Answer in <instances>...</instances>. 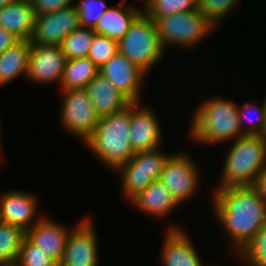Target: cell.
Segmentation results:
<instances>
[{
	"mask_svg": "<svg viewBox=\"0 0 266 266\" xmlns=\"http://www.w3.org/2000/svg\"><path fill=\"white\" fill-rule=\"evenodd\" d=\"M212 201L213 214L238 256L266 224V204L251 186L215 188Z\"/></svg>",
	"mask_w": 266,
	"mask_h": 266,
	"instance_id": "obj_1",
	"label": "cell"
},
{
	"mask_svg": "<svg viewBox=\"0 0 266 266\" xmlns=\"http://www.w3.org/2000/svg\"><path fill=\"white\" fill-rule=\"evenodd\" d=\"M209 98L195 108L188 138L194 143L213 145L232 142L244 135L238 118V104L219 96Z\"/></svg>",
	"mask_w": 266,
	"mask_h": 266,
	"instance_id": "obj_2",
	"label": "cell"
},
{
	"mask_svg": "<svg viewBox=\"0 0 266 266\" xmlns=\"http://www.w3.org/2000/svg\"><path fill=\"white\" fill-rule=\"evenodd\" d=\"M131 104L123 110L100 117L94 132L83 142L106 168L115 170L135 153L130 145Z\"/></svg>",
	"mask_w": 266,
	"mask_h": 266,
	"instance_id": "obj_3",
	"label": "cell"
},
{
	"mask_svg": "<svg viewBox=\"0 0 266 266\" xmlns=\"http://www.w3.org/2000/svg\"><path fill=\"white\" fill-rule=\"evenodd\" d=\"M231 146L217 188L251 186L266 168V140L261 135L244 134Z\"/></svg>",
	"mask_w": 266,
	"mask_h": 266,
	"instance_id": "obj_4",
	"label": "cell"
},
{
	"mask_svg": "<svg viewBox=\"0 0 266 266\" xmlns=\"http://www.w3.org/2000/svg\"><path fill=\"white\" fill-rule=\"evenodd\" d=\"M155 24L164 50L170 45L190 50L217 29L198 8L158 18Z\"/></svg>",
	"mask_w": 266,
	"mask_h": 266,
	"instance_id": "obj_5",
	"label": "cell"
},
{
	"mask_svg": "<svg viewBox=\"0 0 266 266\" xmlns=\"http://www.w3.org/2000/svg\"><path fill=\"white\" fill-rule=\"evenodd\" d=\"M118 51L148 74L165 54L155 21L142 12L118 42Z\"/></svg>",
	"mask_w": 266,
	"mask_h": 266,
	"instance_id": "obj_6",
	"label": "cell"
},
{
	"mask_svg": "<svg viewBox=\"0 0 266 266\" xmlns=\"http://www.w3.org/2000/svg\"><path fill=\"white\" fill-rule=\"evenodd\" d=\"M157 148L149 151L136 152L126 163L117 167L122 185L123 196L131 201L146 189L153 181L160 179L167 159V154ZM125 194V195H124Z\"/></svg>",
	"mask_w": 266,
	"mask_h": 266,
	"instance_id": "obj_7",
	"label": "cell"
},
{
	"mask_svg": "<svg viewBox=\"0 0 266 266\" xmlns=\"http://www.w3.org/2000/svg\"><path fill=\"white\" fill-rule=\"evenodd\" d=\"M60 93L63 96L59 117L61 127L84 142L94 132L100 117L85 89H69Z\"/></svg>",
	"mask_w": 266,
	"mask_h": 266,
	"instance_id": "obj_8",
	"label": "cell"
},
{
	"mask_svg": "<svg viewBox=\"0 0 266 266\" xmlns=\"http://www.w3.org/2000/svg\"><path fill=\"white\" fill-rule=\"evenodd\" d=\"M192 158L185 153H172L164 164L160 181L182 205L197 192L200 170Z\"/></svg>",
	"mask_w": 266,
	"mask_h": 266,
	"instance_id": "obj_9",
	"label": "cell"
},
{
	"mask_svg": "<svg viewBox=\"0 0 266 266\" xmlns=\"http://www.w3.org/2000/svg\"><path fill=\"white\" fill-rule=\"evenodd\" d=\"M98 241L93 220L83 217L70 232L59 266H98Z\"/></svg>",
	"mask_w": 266,
	"mask_h": 266,
	"instance_id": "obj_10",
	"label": "cell"
},
{
	"mask_svg": "<svg viewBox=\"0 0 266 266\" xmlns=\"http://www.w3.org/2000/svg\"><path fill=\"white\" fill-rule=\"evenodd\" d=\"M79 27V15L74 5L36 15L33 34L29 41L38 45L60 46L63 39Z\"/></svg>",
	"mask_w": 266,
	"mask_h": 266,
	"instance_id": "obj_11",
	"label": "cell"
},
{
	"mask_svg": "<svg viewBox=\"0 0 266 266\" xmlns=\"http://www.w3.org/2000/svg\"><path fill=\"white\" fill-rule=\"evenodd\" d=\"M37 195L24 190H9L0 195V222L17 226L27 232L44 215L38 213ZM40 214V215H39Z\"/></svg>",
	"mask_w": 266,
	"mask_h": 266,
	"instance_id": "obj_12",
	"label": "cell"
},
{
	"mask_svg": "<svg viewBox=\"0 0 266 266\" xmlns=\"http://www.w3.org/2000/svg\"><path fill=\"white\" fill-rule=\"evenodd\" d=\"M99 73L131 102H141V89L147 74L121 52L118 51L104 64Z\"/></svg>",
	"mask_w": 266,
	"mask_h": 266,
	"instance_id": "obj_13",
	"label": "cell"
},
{
	"mask_svg": "<svg viewBox=\"0 0 266 266\" xmlns=\"http://www.w3.org/2000/svg\"><path fill=\"white\" fill-rule=\"evenodd\" d=\"M66 56L60 46L38 45L31 43L27 80L32 83L48 84L59 83L66 65Z\"/></svg>",
	"mask_w": 266,
	"mask_h": 266,
	"instance_id": "obj_14",
	"label": "cell"
},
{
	"mask_svg": "<svg viewBox=\"0 0 266 266\" xmlns=\"http://www.w3.org/2000/svg\"><path fill=\"white\" fill-rule=\"evenodd\" d=\"M154 112L150 107H143L141 102L131 103L129 140L134 153L163 146L161 125Z\"/></svg>",
	"mask_w": 266,
	"mask_h": 266,
	"instance_id": "obj_15",
	"label": "cell"
},
{
	"mask_svg": "<svg viewBox=\"0 0 266 266\" xmlns=\"http://www.w3.org/2000/svg\"><path fill=\"white\" fill-rule=\"evenodd\" d=\"M166 229L159 257L162 266H204L186 230L177 224Z\"/></svg>",
	"mask_w": 266,
	"mask_h": 266,
	"instance_id": "obj_16",
	"label": "cell"
},
{
	"mask_svg": "<svg viewBox=\"0 0 266 266\" xmlns=\"http://www.w3.org/2000/svg\"><path fill=\"white\" fill-rule=\"evenodd\" d=\"M46 215L26 232V237L58 264L61 262L71 230Z\"/></svg>",
	"mask_w": 266,
	"mask_h": 266,
	"instance_id": "obj_17",
	"label": "cell"
},
{
	"mask_svg": "<svg viewBox=\"0 0 266 266\" xmlns=\"http://www.w3.org/2000/svg\"><path fill=\"white\" fill-rule=\"evenodd\" d=\"M85 90L99 117L119 112L132 103L100 73L87 84Z\"/></svg>",
	"mask_w": 266,
	"mask_h": 266,
	"instance_id": "obj_18",
	"label": "cell"
},
{
	"mask_svg": "<svg viewBox=\"0 0 266 266\" xmlns=\"http://www.w3.org/2000/svg\"><path fill=\"white\" fill-rule=\"evenodd\" d=\"M130 202L139 211L157 217V219L166 217L180 205L170 190L159 179L153 181Z\"/></svg>",
	"mask_w": 266,
	"mask_h": 266,
	"instance_id": "obj_19",
	"label": "cell"
},
{
	"mask_svg": "<svg viewBox=\"0 0 266 266\" xmlns=\"http://www.w3.org/2000/svg\"><path fill=\"white\" fill-rule=\"evenodd\" d=\"M126 2V0H121L120 6H112L106 10L93 30L97 34L119 42L130 29L134 20L142 13V9Z\"/></svg>",
	"mask_w": 266,
	"mask_h": 266,
	"instance_id": "obj_20",
	"label": "cell"
},
{
	"mask_svg": "<svg viewBox=\"0 0 266 266\" xmlns=\"http://www.w3.org/2000/svg\"><path fill=\"white\" fill-rule=\"evenodd\" d=\"M35 19L33 3L16 0L0 9V26L19 40H30Z\"/></svg>",
	"mask_w": 266,
	"mask_h": 266,
	"instance_id": "obj_21",
	"label": "cell"
},
{
	"mask_svg": "<svg viewBox=\"0 0 266 266\" xmlns=\"http://www.w3.org/2000/svg\"><path fill=\"white\" fill-rule=\"evenodd\" d=\"M31 42L19 40L0 54V87L19 75H27Z\"/></svg>",
	"mask_w": 266,
	"mask_h": 266,
	"instance_id": "obj_22",
	"label": "cell"
},
{
	"mask_svg": "<svg viewBox=\"0 0 266 266\" xmlns=\"http://www.w3.org/2000/svg\"><path fill=\"white\" fill-rule=\"evenodd\" d=\"M99 70L88 57L68 59L60 82V90L85 89Z\"/></svg>",
	"mask_w": 266,
	"mask_h": 266,
	"instance_id": "obj_23",
	"label": "cell"
},
{
	"mask_svg": "<svg viewBox=\"0 0 266 266\" xmlns=\"http://www.w3.org/2000/svg\"><path fill=\"white\" fill-rule=\"evenodd\" d=\"M25 237L23 229L0 222V266H14Z\"/></svg>",
	"mask_w": 266,
	"mask_h": 266,
	"instance_id": "obj_24",
	"label": "cell"
},
{
	"mask_svg": "<svg viewBox=\"0 0 266 266\" xmlns=\"http://www.w3.org/2000/svg\"><path fill=\"white\" fill-rule=\"evenodd\" d=\"M251 102L246 101L244 104L238 105V118L241 131L243 134L261 135L266 120V96L262 101L263 104L261 102V106L259 105V107L253 101ZM253 113L256 115L255 117L252 115Z\"/></svg>",
	"mask_w": 266,
	"mask_h": 266,
	"instance_id": "obj_25",
	"label": "cell"
},
{
	"mask_svg": "<svg viewBox=\"0 0 266 266\" xmlns=\"http://www.w3.org/2000/svg\"><path fill=\"white\" fill-rule=\"evenodd\" d=\"M95 34L91 28L79 27L66 36L60 44L66 59L87 57Z\"/></svg>",
	"mask_w": 266,
	"mask_h": 266,
	"instance_id": "obj_26",
	"label": "cell"
},
{
	"mask_svg": "<svg viewBox=\"0 0 266 266\" xmlns=\"http://www.w3.org/2000/svg\"><path fill=\"white\" fill-rule=\"evenodd\" d=\"M143 2L142 12L153 21L197 9V0H144Z\"/></svg>",
	"mask_w": 266,
	"mask_h": 266,
	"instance_id": "obj_27",
	"label": "cell"
},
{
	"mask_svg": "<svg viewBox=\"0 0 266 266\" xmlns=\"http://www.w3.org/2000/svg\"><path fill=\"white\" fill-rule=\"evenodd\" d=\"M14 266H59V264L25 237Z\"/></svg>",
	"mask_w": 266,
	"mask_h": 266,
	"instance_id": "obj_28",
	"label": "cell"
},
{
	"mask_svg": "<svg viewBox=\"0 0 266 266\" xmlns=\"http://www.w3.org/2000/svg\"><path fill=\"white\" fill-rule=\"evenodd\" d=\"M78 1V2H77ZM75 0L74 6L79 15V25L93 29L106 10L110 8L105 0Z\"/></svg>",
	"mask_w": 266,
	"mask_h": 266,
	"instance_id": "obj_29",
	"label": "cell"
},
{
	"mask_svg": "<svg viewBox=\"0 0 266 266\" xmlns=\"http://www.w3.org/2000/svg\"><path fill=\"white\" fill-rule=\"evenodd\" d=\"M237 257L246 266H266V224Z\"/></svg>",
	"mask_w": 266,
	"mask_h": 266,
	"instance_id": "obj_30",
	"label": "cell"
},
{
	"mask_svg": "<svg viewBox=\"0 0 266 266\" xmlns=\"http://www.w3.org/2000/svg\"><path fill=\"white\" fill-rule=\"evenodd\" d=\"M118 52V42L95 34L87 57L100 69Z\"/></svg>",
	"mask_w": 266,
	"mask_h": 266,
	"instance_id": "obj_31",
	"label": "cell"
},
{
	"mask_svg": "<svg viewBox=\"0 0 266 266\" xmlns=\"http://www.w3.org/2000/svg\"><path fill=\"white\" fill-rule=\"evenodd\" d=\"M239 0H197V8L219 27L222 20L237 6Z\"/></svg>",
	"mask_w": 266,
	"mask_h": 266,
	"instance_id": "obj_32",
	"label": "cell"
},
{
	"mask_svg": "<svg viewBox=\"0 0 266 266\" xmlns=\"http://www.w3.org/2000/svg\"><path fill=\"white\" fill-rule=\"evenodd\" d=\"M75 0H36L33 7L36 15L51 13L74 5Z\"/></svg>",
	"mask_w": 266,
	"mask_h": 266,
	"instance_id": "obj_33",
	"label": "cell"
},
{
	"mask_svg": "<svg viewBox=\"0 0 266 266\" xmlns=\"http://www.w3.org/2000/svg\"><path fill=\"white\" fill-rule=\"evenodd\" d=\"M251 187L266 204V168L256 177Z\"/></svg>",
	"mask_w": 266,
	"mask_h": 266,
	"instance_id": "obj_34",
	"label": "cell"
},
{
	"mask_svg": "<svg viewBox=\"0 0 266 266\" xmlns=\"http://www.w3.org/2000/svg\"><path fill=\"white\" fill-rule=\"evenodd\" d=\"M19 39L0 26V54L17 43Z\"/></svg>",
	"mask_w": 266,
	"mask_h": 266,
	"instance_id": "obj_35",
	"label": "cell"
},
{
	"mask_svg": "<svg viewBox=\"0 0 266 266\" xmlns=\"http://www.w3.org/2000/svg\"><path fill=\"white\" fill-rule=\"evenodd\" d=\"M16 0H0V9L10 3L15 2Z\"/></svg>",
	"mask_w": 266,
	"mask_h": 266,
	"instance_id": "obj_36",
	"label": "cell"
},
{
	"mask_svg": "<svg viewBox=\"0 0 266 266\" xmlns=\"http://www.w3.org/2000/svg\"><path fill=\"white\" fill-rule=\"evenodd\" d=\"M261 136L266 140V120H265L264 130H263Z\"/></svg>",
	"mask_w": 266,
	"mask_h": 266,
	"instance_id": "obj_37",
	"label": "cell"
},
{
	"mask_svg": "<svg viewBox=\"0 0 266 266\" xmlns=\"http://www.w3.org/2000/svg\"><path fill=\"white\" fill-rule=\"evenodd\" d=\"M21 1H25V2H28V3H34L36 0H21Z\"/></svg>",
	"mask_w": 266,
	"mask_h": 266,
	"instance_id": "obj_38",
	"label": "cell"
},
{
	"mask_svg": "<svg viewBox=\"0 0 266 266\" xmlns=\"http://www.w3.org/2000/svg\"><path fill=\"white\" fill-rule=\"evenodd\" d=\"M0 129H1V124H0ZM0 131H1V130H0ZM0 138H1V137H0ZM0 141H1V140H0ZM0 144H2V143L0 142ZM1 150H2V149H1V145H0V158H2V157H1V155H2V154H1V153H2ZM0 160H1V159H0Z\"/></svg>",
	"mask_w": 266,
	"mask_h": 266,
	"instance_id": "obj_39",
	"label": "cell"
}]
</instances>
